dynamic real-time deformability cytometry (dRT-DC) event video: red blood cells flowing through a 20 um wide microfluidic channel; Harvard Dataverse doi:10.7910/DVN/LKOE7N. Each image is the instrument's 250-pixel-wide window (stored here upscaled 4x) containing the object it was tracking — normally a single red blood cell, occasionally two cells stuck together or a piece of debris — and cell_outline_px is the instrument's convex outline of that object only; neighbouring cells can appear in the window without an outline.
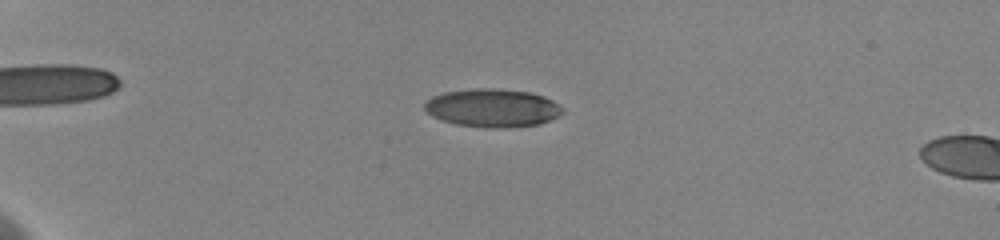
{"species": "human", "species_latin": "Homo sapiens", "temperature_condition": "cold", "stored_images_in_passage": 28, "camera_frame_rate_fps": 3000, "um_per_image_px": 0.085, "donor": {"sex": "female"}, "frame": {"image": 1, "passage_image": 22, "time_ms": 5.667, "image_size_px": [1000, 240], "cell_outline_px": [[564, 112], [540, 124], [508, 128], [484, 128], [456, 124], [432, 116], [424, 108], [424, 104], [432, 96], [444, 92], [472, 88], [492, 88], [532, 92], [544, 96], [552, 100], [564, 108]], "centroid_in_image_um": [41.87, 9.17], "position_along_channel_um": 43.1, "area_um2": 30.87}}